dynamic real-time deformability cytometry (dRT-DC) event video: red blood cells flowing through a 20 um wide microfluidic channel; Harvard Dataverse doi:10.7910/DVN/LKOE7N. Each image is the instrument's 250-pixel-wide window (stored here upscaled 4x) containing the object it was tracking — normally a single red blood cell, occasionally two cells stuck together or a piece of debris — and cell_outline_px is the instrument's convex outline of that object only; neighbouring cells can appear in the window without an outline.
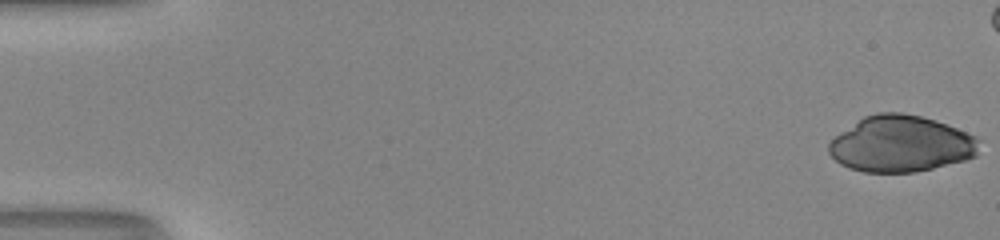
{"species": "human", "species_latin": "Homo sapiens", "temperature_condition": "room temperature", "stored_images_in_passage": 17, "camera_frame_rate_fps": 3000, "um_per_image_px": 0.085, "donor": {"sex": "male"}, "frame": {"image": 1, "passage_image": 1, "time_ms": 0.0, "image_size_px": [1000, 240], "cell_outline_px": [[980, 140], [976, 156], [964, 160], [932, 168], [912, 172], [864, 172], [848, 168], [840, 164], [828, 152], [828, 144], [840, 132], [864, 116], [876, 112], [900, 112], [920, 116], [936, 120], [976, 136]], "centroid_in_image_um": [76.57, 12.23], "position_along_channel_um": 8.4, "area_um2": 49.19}}